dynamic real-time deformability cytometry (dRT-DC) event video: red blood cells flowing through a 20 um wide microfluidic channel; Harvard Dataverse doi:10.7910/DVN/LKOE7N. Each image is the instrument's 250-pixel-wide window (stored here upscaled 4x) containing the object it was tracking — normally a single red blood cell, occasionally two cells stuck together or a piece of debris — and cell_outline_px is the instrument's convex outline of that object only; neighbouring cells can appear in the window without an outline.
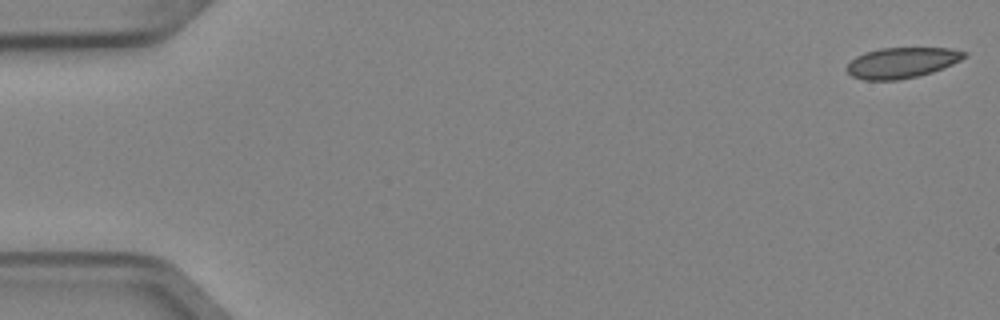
{"species": "Egyptian fruit bat (a non-hibernating species)", "species_latin": "Rousettus aegyptiacus", "temperature_condition": "cold", "stored_images_in_passage": 5, "camera_frame_rate_fps": 3000, "um_per_image_px": 0.085, "animal": {"sex": "female"}, "frame": {"image": 1, "passage_image": 1, "time_ms": 0.0, "image_size_px": [1000, 320], "cell_outline_px": [[968, 56], [952, 64], [932, 72], [916, 76], [896, 80], [864, 80], [852, 76], [844, 68], [856, 56], [864, 52], [880, 48], [952, 48], [968, 52]], "centroid_in_image_um": [76.65, 5.32], "position_along_channel_um": 8.3, "area_um2": 20.98}}
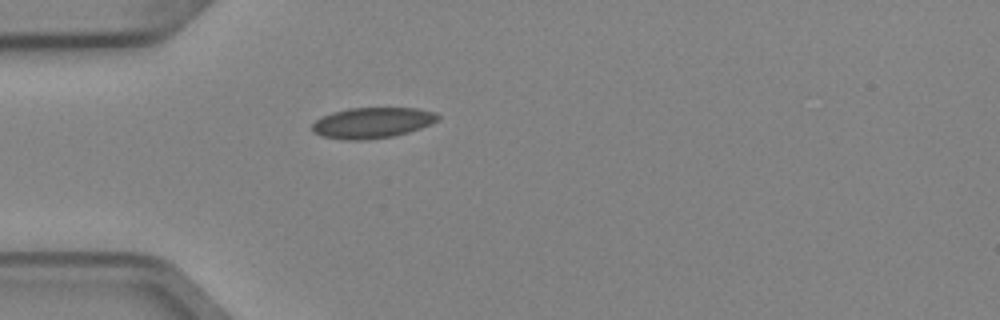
{"frame": {"image": 2, "passage_image": 5, "time_ms": 1.333, "image_size_px": [1000, 320], "cell_outline_px": [[440, 120], [432, 124], [408, 132], [392, 136], [368, 140], [344, 140], [320, 136], [312, 132], [312, 124], [320, 116], [332, 112], [348, 108], [416, 108], [436, 112], [440, 116]], "centroid_in_image_um": [31.63, 10.44], "position_along_channel_um": 53.4, "area_um2": 22.83}}